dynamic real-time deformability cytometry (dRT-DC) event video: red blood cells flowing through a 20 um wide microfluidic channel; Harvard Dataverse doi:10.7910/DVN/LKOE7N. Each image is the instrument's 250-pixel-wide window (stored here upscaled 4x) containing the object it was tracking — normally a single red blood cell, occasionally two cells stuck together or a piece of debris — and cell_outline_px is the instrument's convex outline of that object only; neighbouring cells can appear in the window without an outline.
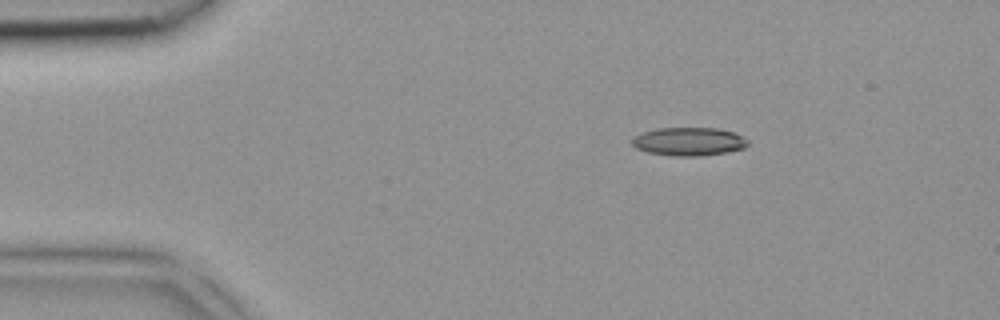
{"species": "common noctule bat (a hibernating species)", "species_latin": "Nyctalus noctula", "temperature_condition": "room temperature", "stored_images_in_passage": 3, "camera_frame_rate_fps": 3000, "um_per_image_px": 0.085, "animal": {"sex": "female", "body_mass_g": 18.4}, "frame": {"image": 1, "passage_image": 1, "time_ms": 0.0, "image_size_px": [1000, 320], "cell_outline_px": [[748, 144], [744, 148], [728, 152], [700, 156], [672, 156], [648, 152], [636, 148], [632, 144], [632, 140], [640, 132], [656, 128], [716, 128], [732, 132], [748, 140]], "centroid_in_image_um": [58.53, 12.03], "position_along_channel_um": 26.5, "area_um2": 19.07}}
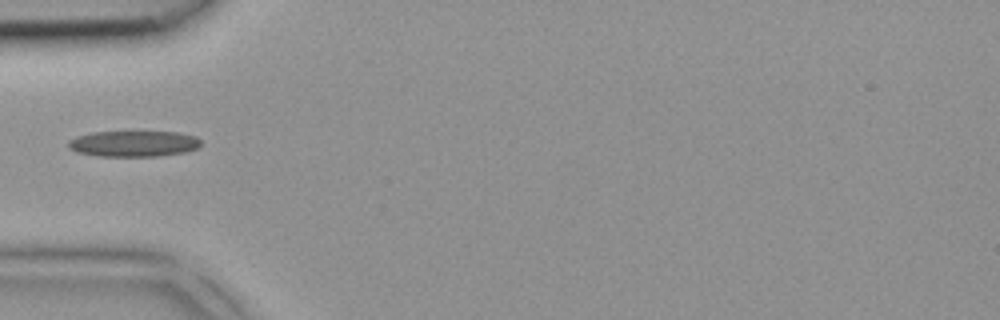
{"frame": {"image": 2, "passage_image": 3, "time_ms": 0.667, "image_size_px": [1000, 320], "cell_outline_px": [[200, 144], [196, 148], [184, 152], [156, 156], [96, 156], [76, 152], [68, 148], [68, 140], [76, 136], [92, 132], [176, 132], [196, 136], [200, 140]], "centroid_in_image_um": [11.3, 12.21], "position_along_channel_um": 73.7, "area_um2": 20.0}}